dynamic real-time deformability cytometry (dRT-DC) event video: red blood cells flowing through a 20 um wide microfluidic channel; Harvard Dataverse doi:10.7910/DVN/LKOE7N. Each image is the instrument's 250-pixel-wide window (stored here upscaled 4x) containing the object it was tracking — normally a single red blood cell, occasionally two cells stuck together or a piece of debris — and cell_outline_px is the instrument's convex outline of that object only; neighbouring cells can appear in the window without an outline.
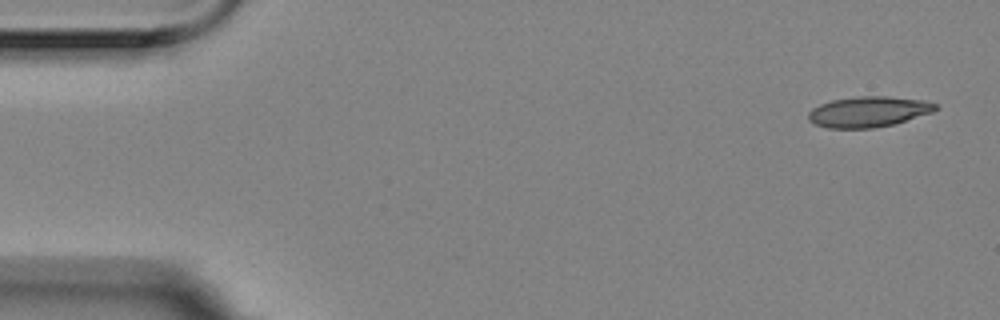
{"species": "Egyptian fruit bat (a non-hibernating species)", "species_latin": "Rousettus aegyptiacus", "temperature_condition": "room temperature", "stored_images_in_passage": 6, "segment_of_instrument_passage": [1, 2], "camera_frame_rate_fps": 3000, "um_per_image_px": 0.085, "animal": {"sex": "female"}, "frame": {"image": 1, "passage_image": 1, "time_ms": 0.0, "image_size_px": [1000, 320], "cell_outline_px": [[940, 108], [932, 112], [892, 124], [872, 128], [828, 128], [816, 124], [808, 120], [808, 112], [812, 108], [820, 104], [832, 100], [860, 96], [884, 96], [924, 100], [936, 104]], "centroid_in_image_um": [73.8, 9.49], "position_along_channel_um": 11.2, "area_um2": 22.48}}